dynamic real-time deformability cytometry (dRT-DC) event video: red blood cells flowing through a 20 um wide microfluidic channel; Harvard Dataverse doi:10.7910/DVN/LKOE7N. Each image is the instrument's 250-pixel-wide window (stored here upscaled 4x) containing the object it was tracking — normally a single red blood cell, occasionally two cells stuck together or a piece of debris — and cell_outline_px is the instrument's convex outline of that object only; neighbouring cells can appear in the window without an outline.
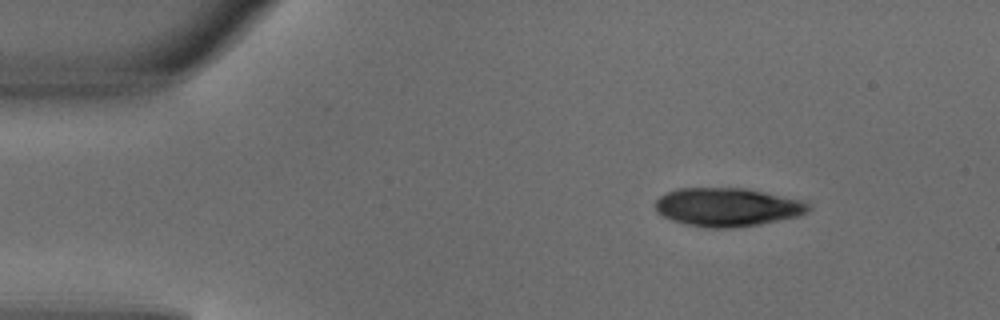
{"species": "common noctule bat (a hibernating species)", "species_latin": "Nyctalus noctula", "temperature_condition": "warm", "stored_images_in_passage": 3, "camera_frame_rate_fps": 3000, "um_per_image_px": 0.085, "animal": {"sex": "male", "body_mass_g": 18.8}, "frame": {"image": 1, "passage_image": 1, "time_ms": 0.0, "image_size_px": [1000, 320], "cell_outline_px": [[812, 208], [808, 212], [800, 216], [760, 224], [732, 228], [708, 228], [688, 224], [672, 220], [656, 212], [652, 204], [660, 196], [668, 192], [680, 188], [744, 188], [804, 200], [812, 204]], "centroid_in_image_um": [61.86, 17.6], "position_along_channel_um": 23.1, "area_um2": 34.62}}